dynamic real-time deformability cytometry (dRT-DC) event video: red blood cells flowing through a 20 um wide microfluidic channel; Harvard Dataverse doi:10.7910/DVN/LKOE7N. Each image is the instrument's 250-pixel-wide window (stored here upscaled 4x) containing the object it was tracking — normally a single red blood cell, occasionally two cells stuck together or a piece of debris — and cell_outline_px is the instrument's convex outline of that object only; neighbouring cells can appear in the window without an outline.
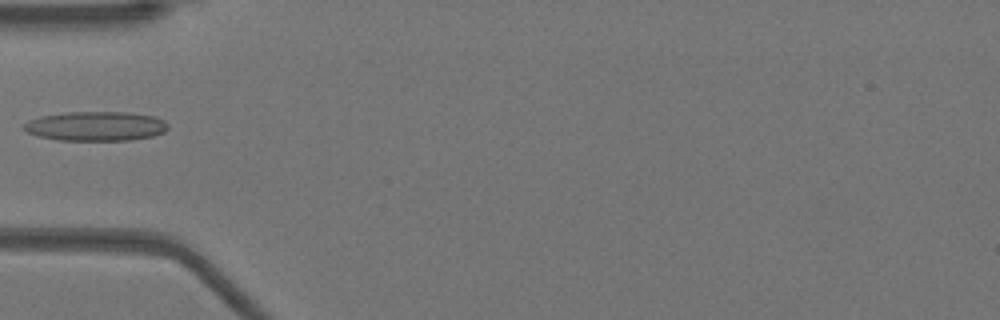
{"species": "Egyptian fruit bat (a non-hibernating species)", "species_latin": "Rousettus aegyptiacus", "temperature_condition": "warm", "stored_images_in_passage": 35, "camera_frame_rate_fps": 3000, "um_per_image_px": 0.085, "animal": {"sex": "female"}, "frame": {"image": 1, "passage_image": 1, "time_ms": 0.0, "image_size_px": [1000, 320], "cell_outline_px": [[168, 128], [164, 132], [152, 136], [128, 140], [60, 140], [40, 136], [28, 132], [24, 128], [24, 124], [28, 120], [40, 116], [64, 112], [124, 112], [152, 116], [164, 120], [168, 124]], "centroid_in_image_um": [8.14, 10.72], "position_along_channel_um": 76.9, "area_um2": 24.51}}
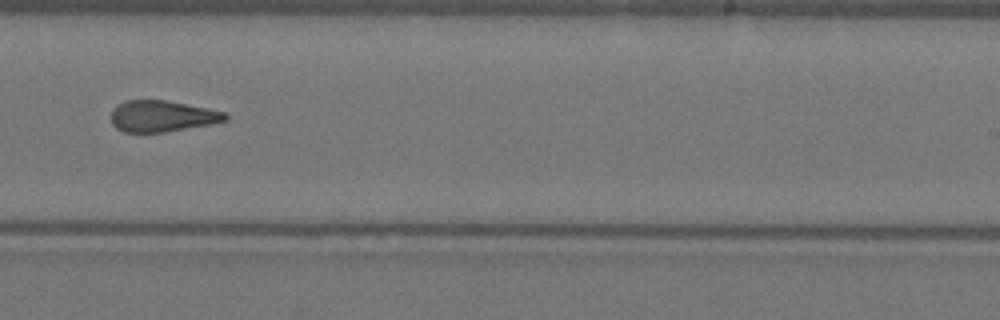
{"frame": {"image": 2, "passage_image": 16, "time_ms": 5.0, "image_size_px": [1000, 320], "cell_outline_px": [[228, 120], [212, 124], [164, 132], [124, 132], [116, 128], [112, 124], [112, 108], [116, 104], [124, 100], [164, 100], [208, 108], [224, 112], [228, 116]], "centroid_in_image_um": [13.76, 9.87], "position_along_channel_um": 275.2, "area_um2": 20.87}}
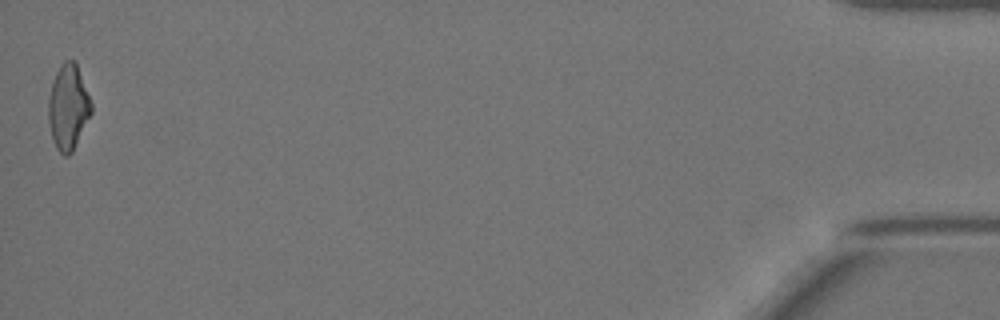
{"frame": {"image": 3, "passage_image": 35, "time_ms": 11.333, "image_size_px": [1000, 320], "cell_outline_px": [[92, 112], [72, 152], [68, 156], [64, 156], [56, 148], [52, 140], [48, 120], [48, 100], [52, 80], [60, 64], [64, 60], [76, 60], [92, 104]], "centroid_in_image_um": [5.78, 9.08], "position_along_channel_um": 429.4, "area_um2": 21.5}}